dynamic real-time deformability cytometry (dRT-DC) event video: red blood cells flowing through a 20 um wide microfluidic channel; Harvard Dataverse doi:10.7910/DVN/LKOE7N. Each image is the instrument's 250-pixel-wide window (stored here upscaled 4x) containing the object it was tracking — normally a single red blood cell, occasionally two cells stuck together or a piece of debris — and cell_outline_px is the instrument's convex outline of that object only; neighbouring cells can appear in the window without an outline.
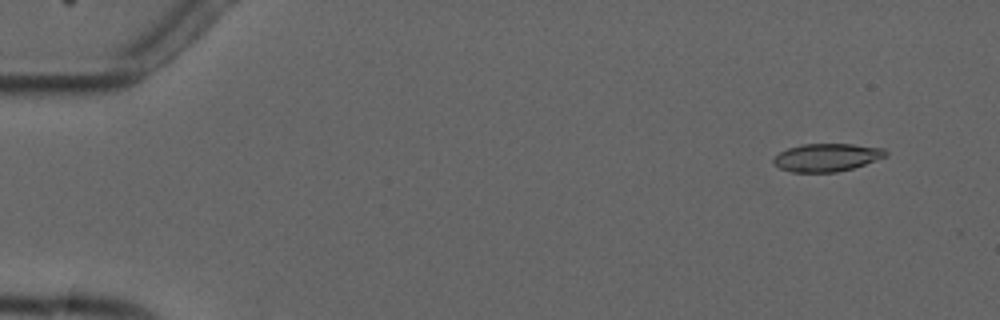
{"species": "common noctule bat (a hibernating species)", "species_latin": "Nyctalus noctula", "temperature_condition": "cold", "stored_images_in_passage": 5, "camera_frame_rate_fps": 3000, "um_per_image_px": 0.085, "animal": {"sex": "male", "forearm_length_mm": 52.5}, "frame": {"image": 1, "passage_image": 2, "time_ms": 1.0, "image_size_px": [1000, 320], "cell_outline_px": [[888, 156], [852, 168], [836, 172], [792, 172], [780, 168], [772, 160], [780, 152], [788, 148], [800, 144], [852, 144], [884, 148], [888, 152]], "centroid_in_image_um": [70.3, 13.37], "position_along_channel_um": 14.7, "area_um2": 18.15}}